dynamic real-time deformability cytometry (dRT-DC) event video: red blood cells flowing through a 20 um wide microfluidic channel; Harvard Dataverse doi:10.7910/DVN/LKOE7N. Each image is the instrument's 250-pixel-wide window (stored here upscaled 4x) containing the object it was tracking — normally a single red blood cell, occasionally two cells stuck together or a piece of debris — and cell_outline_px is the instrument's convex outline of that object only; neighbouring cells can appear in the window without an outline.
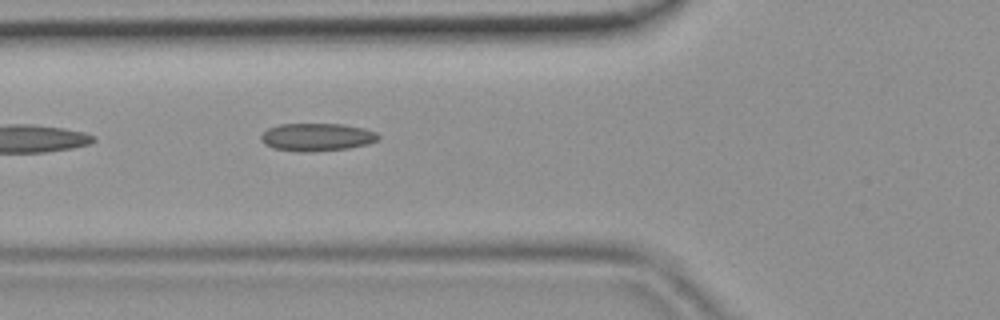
{"species": "common noctule bat (a hibernating species)", "species_latin": "Nyctalus noctula", "temperature_condition": "room temperature", "stored_images_in_passage": 5, "camera_frame_rate_fps": 3000, "um_per_image_px": 0.085, "animal": {"sex": "female", "body_mass_g": 19.9}, "frame": {"image": 1, "passage_image": 5, "time_ms": 1.333, "image_size_px": [1000, 320], "cell_outline_px": [[380, 140], [368, 144], [348, 148], [312, 152], [296, 152], [272, 148], [264, 144], [260, 140], [260, 136], [268, 128], [280, 124], [344, 124], [364, 128], [376, 132], [380, 136]], "centroid_in_image_um": [26.94, 11.66], "position_along_channel_um": 98.9, "area_um2": 19.31}}